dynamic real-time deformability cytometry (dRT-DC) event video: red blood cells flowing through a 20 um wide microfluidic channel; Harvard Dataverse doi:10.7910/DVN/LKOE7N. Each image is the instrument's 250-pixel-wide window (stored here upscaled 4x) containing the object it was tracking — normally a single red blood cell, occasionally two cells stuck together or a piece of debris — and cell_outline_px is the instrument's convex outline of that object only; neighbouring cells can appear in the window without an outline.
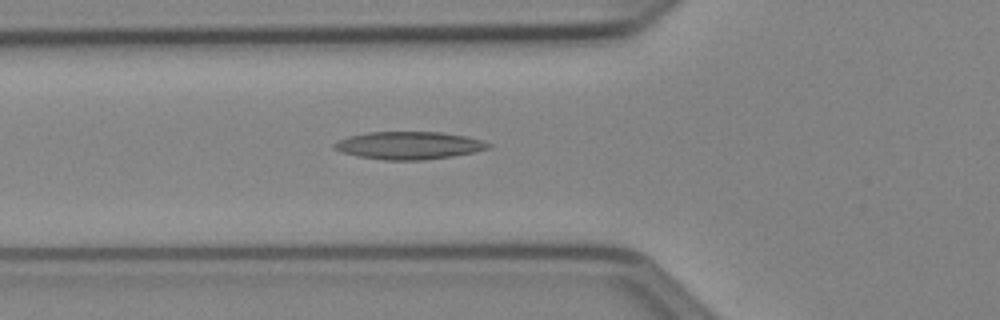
{"species": "Egyptian fruit bat (a non-hibernating species)", "species_latin": "Rousettus aegyptiacus", "temperature_condition": "cold", "stored_images_in_passage": 51, "camera_frame_rate_fps": 3000, "um_per_image_px": 0.085, "animal": {"sex": "female"}, "frame": {"image": 1, "passage_image": 18, "time_ms": 5.667, "image_size_px": [1000, 320], "cell_outline_px": [[492, 148], [476, 152], [452, 156], [424, 160], [384, 160], [360, 156], [344, 152], [336, 148], [332, 144], [348, 136], [368, 132], [440, 132], [464, 136], [480, 140], [492, 144]], "centroid_in_image_um": [34.82, 12.36], "position_along_channel_um": 91.0, "area_um2": 24.62}}
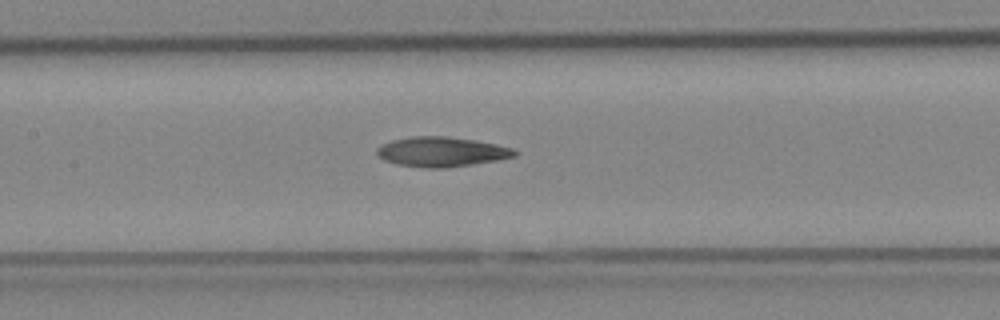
{"frame": {"image": 2, "passage_image": 24, "time_ms": 7.667, "image_size_px": [1000, 320], "cell_outline_px": [[520, 152], [516, 156], [496, 160], [448, 168], [424, 168], [396, 164], [384, 160], [376, 152], [376, 148], [380, 144], [392, 140], [412, 136], [444, 136], [476, 140], [496, 144], [512, 148]], "centroid_in_image_um": [37.52, 12.9], "position_along_channel_um": 169.9, "area_um2": 24.04}}
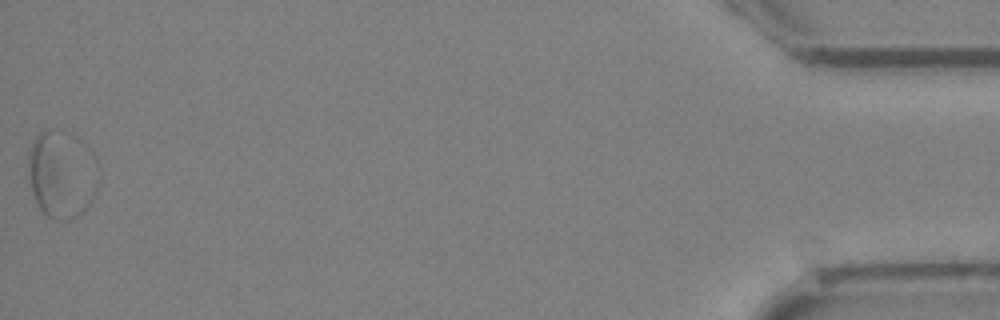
{"frame": {"image": 3, "passage_image": 51, "time_ms": 16.667, "image_size_px": [1000, 320], "cell_outline_px": [[96, 192], [92, 200], [84, 212], [72, 220], [56, 220], [48, 216], [40, 208], [36, 200], [32, 188], [32, 144], [36, 136], [44, 128], [60, 128], [76, 136], [92, 152], [96, 160]], "centroid_in_image_um": [5.32, 14.8], "position_along_channel_um": 429.9, "area_um2": 35.2}, "authors_computed_cell_mechanics": {"area_um2": 23.8136, "velocity_mm_per_s": 3.938, "shape_relaxation_time_tau1_ms": null, "shape_relaxation_time_tau2_ms": 6.8824, "deformation_change_tau1": null, "deformation_change_tau2": 0.1463}}